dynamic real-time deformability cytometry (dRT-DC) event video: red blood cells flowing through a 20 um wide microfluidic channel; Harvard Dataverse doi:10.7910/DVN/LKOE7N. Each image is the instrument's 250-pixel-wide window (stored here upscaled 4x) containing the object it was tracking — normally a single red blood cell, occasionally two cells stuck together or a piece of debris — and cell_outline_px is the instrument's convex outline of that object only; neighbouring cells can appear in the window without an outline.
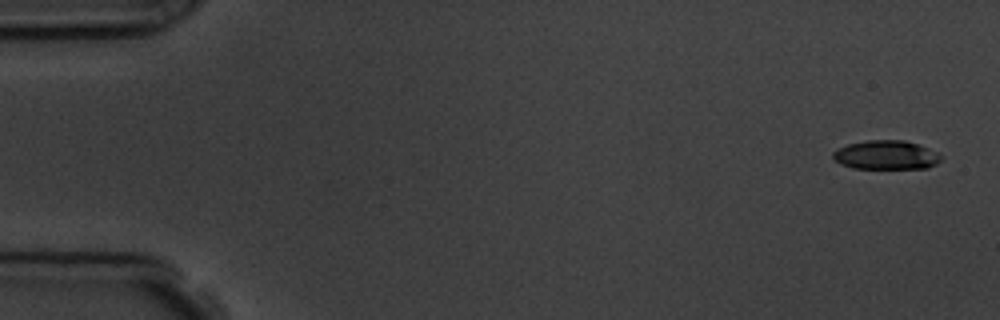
{"species": "common noctule bat (a hibernating species)", "species_latin": "Nyctalus noctula", "temperature_condition": "room temperature", "stored_images_in_passage": 5, "camera_frame_rate_fps": 3000, "um_per_image_px": 0.085, "animal": {"sex": "male", "body_mass_g": 19.5, "forearm_length_mm": 54.6}, "frame": {"image": 1, "passage_image": 1, "time_ms": 0.0, "image_size_px": [1000, 320], "cell_outline_px": [[944, 156], [936, 164], [928, 168], [852, 168], [840, 164], [832, 156], [832, 152], [836, 148], [848, 144], [868, 140], [904, 140], [928, 148]], "centroid_in_image_um": [75.3, 13.17], "position_along_channel_um": 9.7, "area_um2": 18.26}}
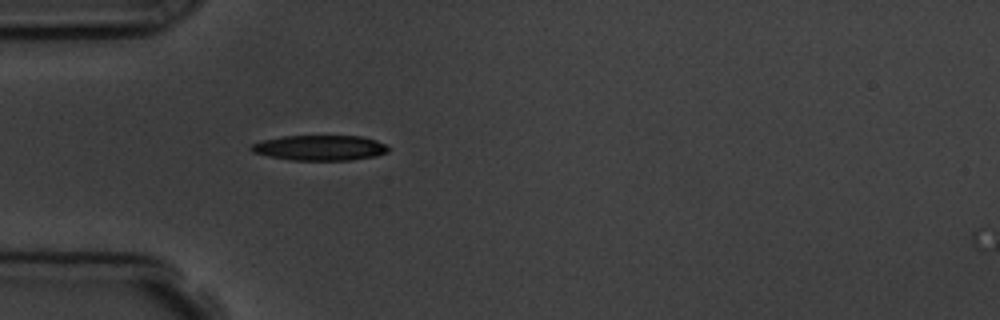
{"frame": {"image": 2, "passage_image": 5, "time_ms": 4.667, "image_size_px": [1000, 320], "cell_outline_px": [[392, 148], [388, 152], [376, 156], [352, 160], [292, 160], [268, 156], [252, 152], [248, 148], [252, 144], [264, 140], [284, 136], [364, 136], [388, 144]], "centroid_in_image_um": [27.26, 12.56], "position_along_channel_um": 57.7, "area_um2": 20.4}}